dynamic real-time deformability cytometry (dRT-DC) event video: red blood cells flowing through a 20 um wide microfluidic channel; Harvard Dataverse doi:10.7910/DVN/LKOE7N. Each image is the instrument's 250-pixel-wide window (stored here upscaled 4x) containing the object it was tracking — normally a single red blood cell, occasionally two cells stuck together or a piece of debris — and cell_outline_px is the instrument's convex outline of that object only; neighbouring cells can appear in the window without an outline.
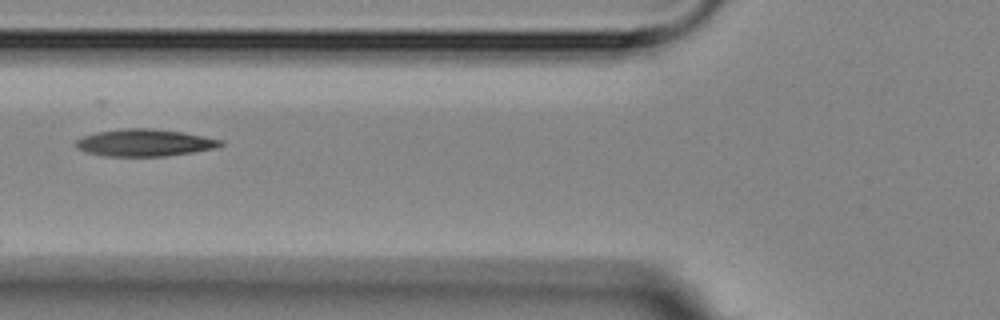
{"species": "Egyptian fruit bat (a non-hibernating species)", "species_latin": "Rousettus aegyptiacus", "temperature_condition": "room temperature", "stored_images_in_passage": 10, "camera_frame_rate_fps": 3000, "um_per_image_px": 0.085, "animal": {"sex": "female"}, "frame": {"image": 1, "passage_image": 2, "time_ms": 1.333, "image_size_px": [1000, 320], "cell_outline_px": [[224, 144], [216, 148], [192, 152], [164, 156], [104, 156], [84, 152], [76, 148], [72, 144], [76, 140], [84, 136], [96, 132], [120, 128], [152, 128], [184, 132], [224, 140]], "centroid_in_image_um": [12.26, 12.12], "position_along_channel_um": 113.5, "area_um2": 23.18}}
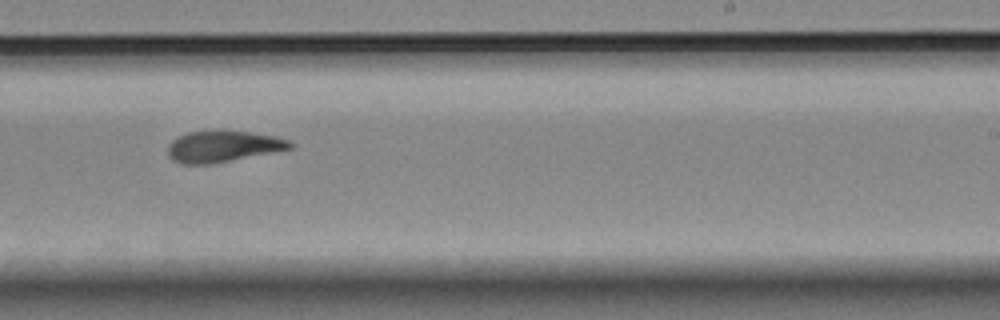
{"frame": {"image": 2, "passage_image": 6, "time_ms": 5.667, "image_size_px": [1000, 320], "cell_outline_px": [[292, 148], [208, 164], [184, 164], [172, 160], [168, 156], [168, 144], [172, 140], [188, 132], [248, 132], [276, 136], [292, 140]], "centroid_in_image_um": [18.93, 12.45], "position_along_channel_um": 270.1, "area_um2": 21.62}}
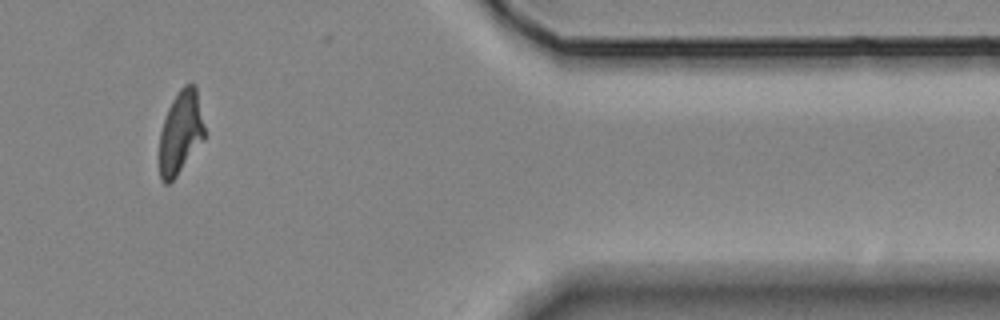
{"frame": {"image": 3, "passage_image": 9, "time_ms": 10.0, "image_size_px": [1000, 320], "cell_outline_px": [[204, 140], [176, 176], [168, 184], [164, 184], [160, 176], [160, 132], [168, 108], [172, 100], [180, 88], [184, 84], [196, 84], [204, 128]], "centroid_in_image_um": [15.35, 11.24], "position_along_channel_um": 396.0, "area_um2": 21.62}, "authors_computed_cell_mechanics": {"area_um2": 22.6287, "velocity_mm_per_s": 3.6208, "shape_relaxation_time_tau1_ms": null, "shape_relaxation_time_tau2_ms": 3.4819, "deformation_change_tau1": null, "deformation_change_tau2": 0.1002}}